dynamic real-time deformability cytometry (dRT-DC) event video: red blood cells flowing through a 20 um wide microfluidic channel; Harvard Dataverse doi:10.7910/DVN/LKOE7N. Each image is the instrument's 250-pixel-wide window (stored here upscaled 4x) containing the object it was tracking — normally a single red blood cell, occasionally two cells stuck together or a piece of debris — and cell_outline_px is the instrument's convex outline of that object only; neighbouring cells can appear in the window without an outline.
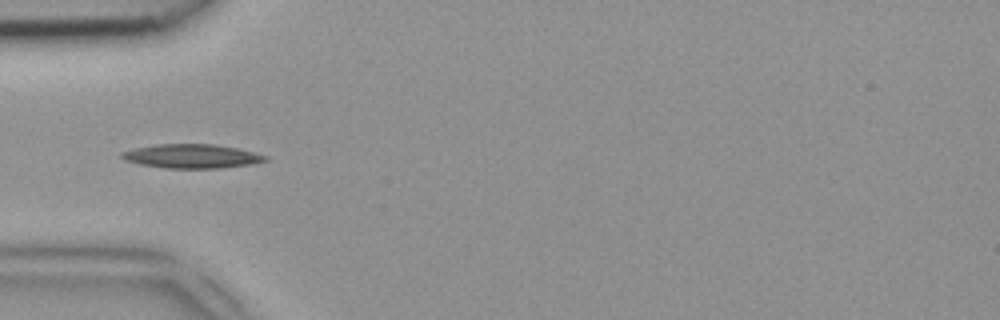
{"species": "common noctule bat (a hibernating species)", "species_latin": "Nyctalus noctula", "temperature_condition": "room temperature", "stored_images_in_passage": 35, "camera_frame_rate_fps": 3000, "um_per_image_px": 0.085, "animal": {"sex": "female", "body_mass_g": 18.4}, "frame": {"image": 1, "passage_image": 2, "time_ms": 0.333, "image_size_px": [1000, 320], "cell_outline_px": [[268, 160], [252, 164], [220, 168], [164, 168], [140, 164], [124, 160], [120, 156], [120, 152], [136, 148], [156, 144], [216, 144], [236, 148], [268, 156]], "centroid_in_image_um": [16.28, 13.28], "position_along_channel_um": 68.7, "area_um2": 20.06}}
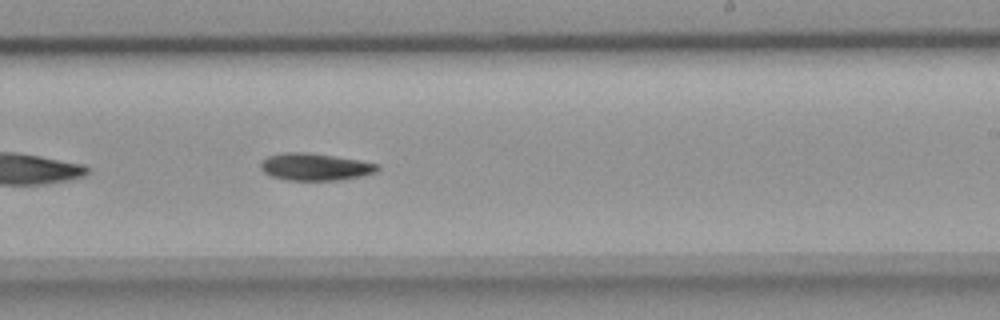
{"frame": {"image": 2, "passage_image": 16, "time_ms": 5.0, "image_size_px": [1000, 320], "cell_outline_px": [[380, 168], [376, 172], [360, 176], [336, 180], [288, 180], [272, 176], [264, 172], [260, 168], [260, 164], [268, 156], [284, 152], [308, 152], [380, 164]], "centroid_in_image_um": [26.77, 14.18], "position_along_channel_um": 262.2, "area_um2": 18.26}}
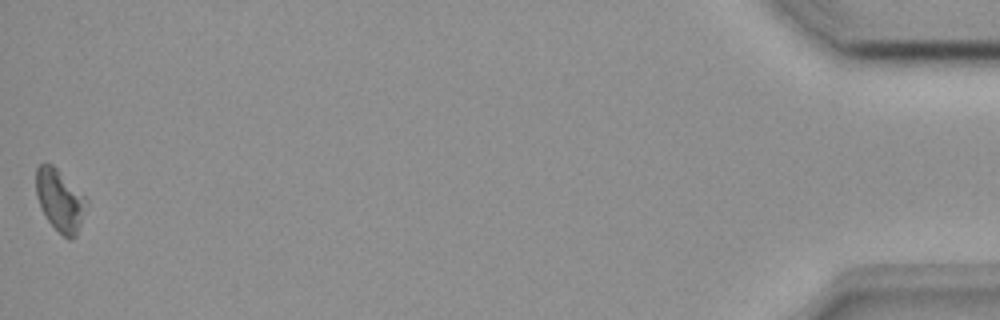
{"frame": {"image": 3, "passage_image": 35, "time_ms": 11.333, "image_size_px": [1000, 320], "cell_outline_px": [[88, 204], [76, 236], [72, 240], [68, 240], [48, 220], [36, 196], [36, 168], [40, 164], [52, 164], [88, 200]], "centroid_in_image_um": [5.11, 17.04], "position_along_channel_um": 430.1, "area_um2": 17.8}}